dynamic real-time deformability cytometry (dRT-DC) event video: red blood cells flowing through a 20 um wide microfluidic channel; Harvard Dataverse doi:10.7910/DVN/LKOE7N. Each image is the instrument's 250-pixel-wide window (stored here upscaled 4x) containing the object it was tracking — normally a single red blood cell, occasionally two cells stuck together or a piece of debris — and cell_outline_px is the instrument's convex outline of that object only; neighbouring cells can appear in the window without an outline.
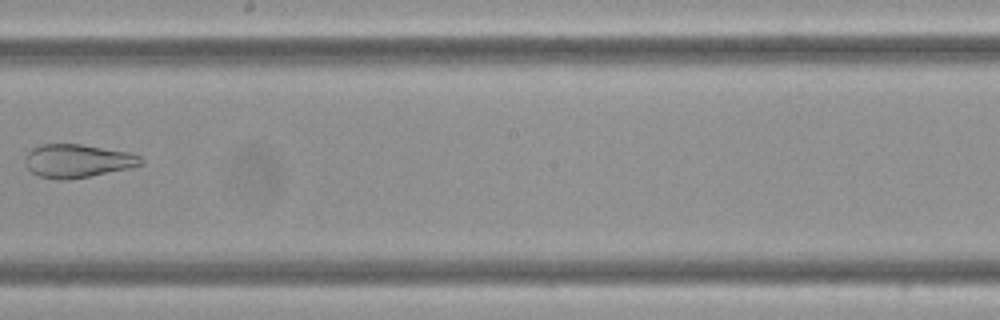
{"species": "Egyptian fruit bat (a non-hibernating species)", "species_latin": "Rousettus aegyptiacus", "temperature_condition": "cold", "stored_images_in_passage": 10, "camera_frame_rate_fps": 3000, "um_per_image_px": 0.085, "frame": {"image": 1, "passage_image": 10, "time_ms": 3.0, "image_size_px": [1000, 320], "cell_outline_px": [[144, 164], [128, 168], [68, 180], [56, 180], [40, 176], [32, 172], [28, 168], [24, 160], [28, 152], [32, 148], [40, 144], [80, 144], [128, 152], [140, 156], [144, 160]], "centroid_in_image_um": [6.57, 13.67], "position_along_channel_um": 241.6, "area_um2": 22.37}}